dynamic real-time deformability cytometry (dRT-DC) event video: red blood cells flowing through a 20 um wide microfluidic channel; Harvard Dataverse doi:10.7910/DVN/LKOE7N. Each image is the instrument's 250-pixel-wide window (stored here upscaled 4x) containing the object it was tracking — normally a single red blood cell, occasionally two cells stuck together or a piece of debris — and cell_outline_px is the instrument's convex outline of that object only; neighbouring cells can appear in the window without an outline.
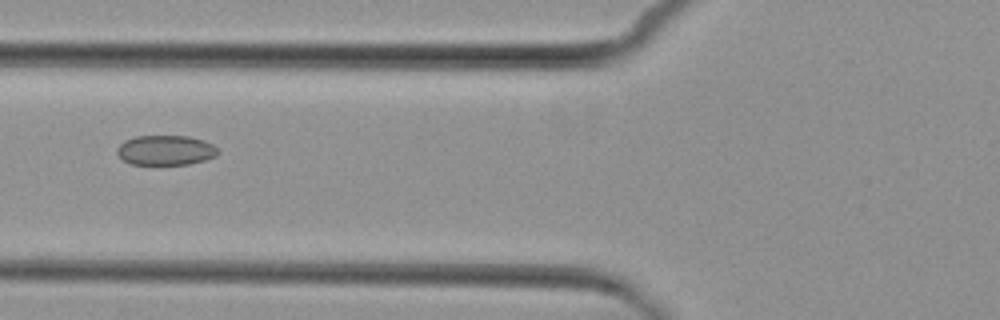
{"species": "common noctule bat (a hibernating species)", "species_latin": "Nyctalus noctula", "temperature_condition": "cold", "stored_images_in_passage": 6, "camera_frame_rate_fps": 3000, "um_per_image_px": 0.085, "animal": {"sex": "female", "body_mass_g": 29.2, "forearm_length_mm": 56.3}, "frame": {"image": 1, "passage_image": 3, "time_ms": 2.667, "image_size_px": [1000, 320], "cell_outline_px": [[220, 152], [216, 156], [204, 160], [188, 164], [132, 164], [124, 160], [116, 152], [116, 148], [124, 140], [136, 136], [188, 136], [204, 140], [212, 144]], "centroid_in_image_um": [14.08, 12.76], "position_along_channel_um": 111.7, "area_um2": 17.51}}
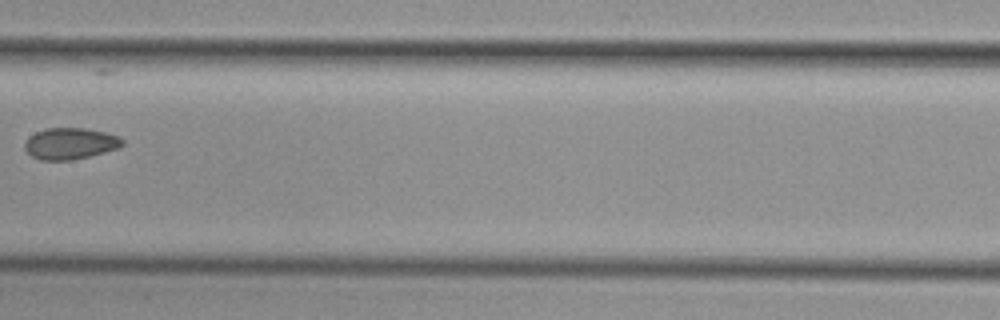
{"frame": {"image": 2, "passage_image": 5, "time_ms": 5.0, "image_size_px": [1000, 320], "cell_outline_px": [[124, 144], [116, 148], [104, 152], [72, 160], [40, 160], [32, 156], [24, 148], [24, 144], [28, 136], [36, 132], [48, 128], [84, 128], [104, 132], [116, 136], [124, 140]], "centroid_in_image_um": [5.93, 12.2], "position_along_channel_um": 201.5, "area_um2": 17.69}}
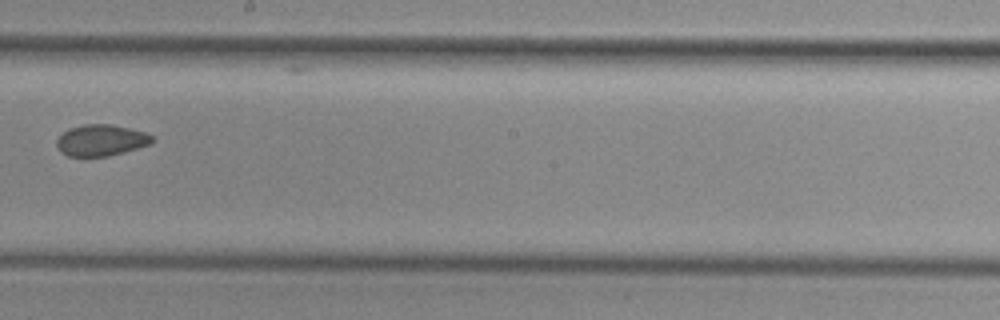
{"frame": {"image": 3, "passage_image": 6, "time_ms": 6.0, "image_size_px": [1000, 320], "cell_outline_px": [[156, 140], [152, 144], [108, 156], [68, 156], [60, 152], [56, 144], [56, 140], [68, 128], [84, 124], [112, 124], [144, 132], [152, 136]], "centroid_in_image_um": [8.59, 11.92], "position_along_channel_um": 239.6, "area_um2": 17.46}}